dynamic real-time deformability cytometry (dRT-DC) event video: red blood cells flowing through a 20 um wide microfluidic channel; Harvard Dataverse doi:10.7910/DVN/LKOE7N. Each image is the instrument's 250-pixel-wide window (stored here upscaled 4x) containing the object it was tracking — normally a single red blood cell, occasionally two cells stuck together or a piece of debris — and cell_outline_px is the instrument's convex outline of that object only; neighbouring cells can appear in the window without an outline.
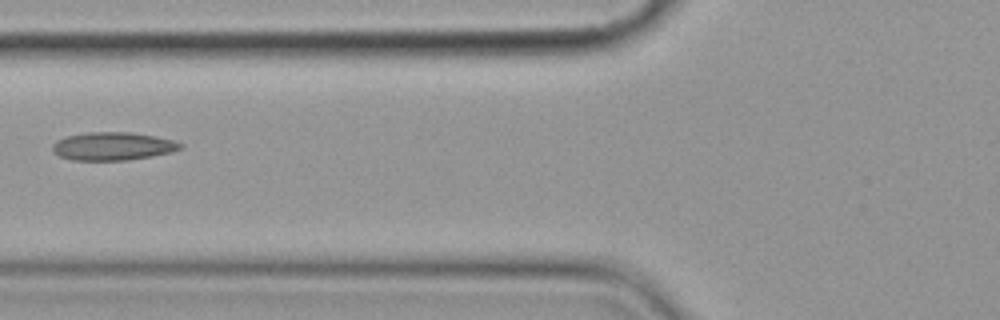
{"species": "common noctule bat (a hibernating species)", "species_latin": "Nyctalus noctula", "temperature_condition": "cold", "stored_images_in_passage": 6, "camera_frame_rate_fps": 3000, "um_per_image_px": 0.085, "animal": {"sex": "female", "body_mass_g": 19.9}, "frame": {"image": 1, "passage_image": 6, "time_ms": 6.667, "image_size_px": [1000, 320], "cell_outline_px": [[184, 148], [172, 152], [152, 156], [128, 160], [72, 160], [60, 156], [52, 148], [52, 144], [56, 140], [68, 136], [88, 132], [132, 132], [156, 136], [176, 140], [184, 144]], "centroid_in_image_um": [9.67, 12.42], "position_along_channel_um": 116.1, "area_um2": 21.1}}